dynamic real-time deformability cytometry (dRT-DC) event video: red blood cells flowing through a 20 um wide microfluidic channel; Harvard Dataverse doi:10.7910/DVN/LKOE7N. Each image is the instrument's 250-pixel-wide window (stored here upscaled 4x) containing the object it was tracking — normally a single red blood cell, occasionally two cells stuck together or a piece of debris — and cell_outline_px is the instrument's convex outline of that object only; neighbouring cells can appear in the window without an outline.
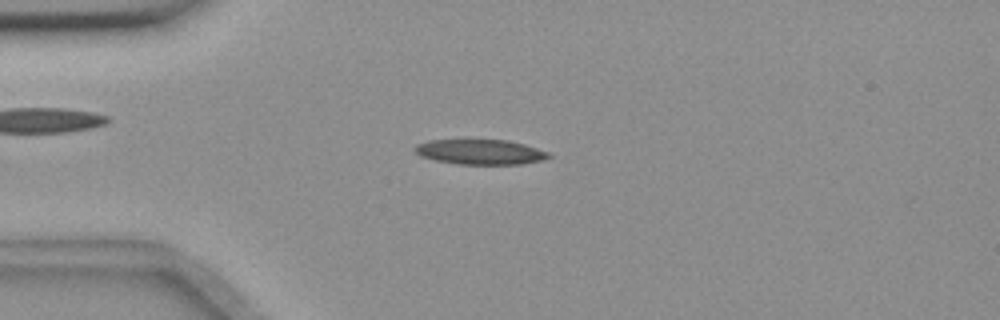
{"species": "common noctule bat (a hibernating species)", "species_latin": "Nyctalus noctula", "temperature_condition": "room temperature", "stored_images_in_passage": 55, "camera_frame_rate_fps": 3000, "um_per_image_px": 0.085, "animal": {"sex": "female", "body_mass_g": 18.4}, "frame": {"image": 1, "passage_image": 13, "time_ms": 4.0, "image_size_px": [1000, 320], "cell_outline_px": [[552, 156], [544, 160], [520, 164], [460, 164], [436, 160], [420, 156], [416, 152], [416, 144], [428, 140], [508, 140], [524, 144], [548, 152]], "centroid_in_image_um": [40.85, 12.91], "position_along_channel_um": 44.2, "area_um2": 19.36}}
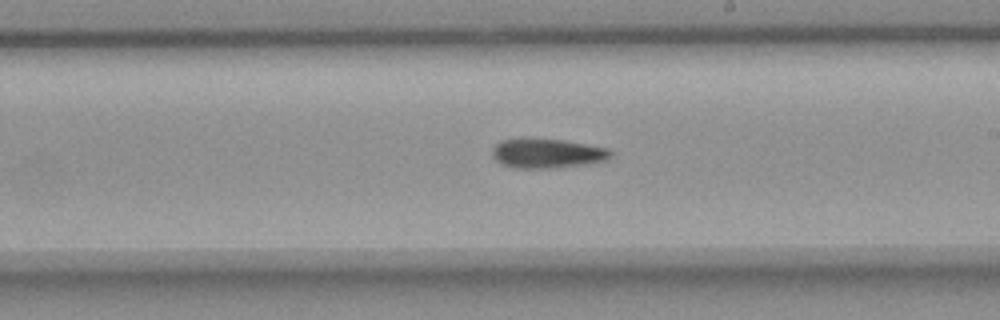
{"frame": {"image": 2, "passage_image": 31, "time_ms": 10.0, "image_size_px": [1000, 320], "cell_outline_px": [[612, 156], [608, 160], [592, 164], [556, 168], [516, 168], [500, 164], [492, 156], [492, 148], [500, 140], [524, 136], [564, 140], [608, 148], [612, 152]], "centroid_in_image_um": [46.5, 13.02], "position_along_channel_um": 242.5, "area_um2": 21.21}}
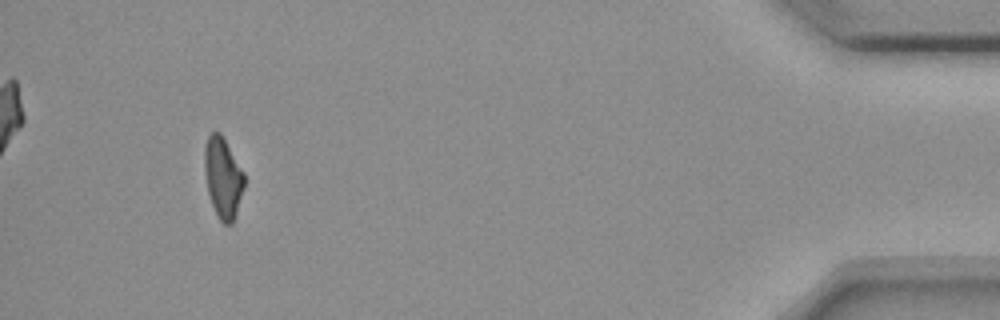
{"frame": {"image": 3, "passage_image": 51, "time_ms": 16.667, "image_size_px": [1000, 320], "cell_outline_px": [[244, 188], [232, 224], [224, 224], [220, 220], [212, 204], [208, 192], [204, 168], [204, 148], [208, 136], [212, 132], [220, 132], [244, 172]], "centroid_in_image_um": [18.95, 15.09], "position_along_channel_um": 416.3, "area_um2": 18.44}}